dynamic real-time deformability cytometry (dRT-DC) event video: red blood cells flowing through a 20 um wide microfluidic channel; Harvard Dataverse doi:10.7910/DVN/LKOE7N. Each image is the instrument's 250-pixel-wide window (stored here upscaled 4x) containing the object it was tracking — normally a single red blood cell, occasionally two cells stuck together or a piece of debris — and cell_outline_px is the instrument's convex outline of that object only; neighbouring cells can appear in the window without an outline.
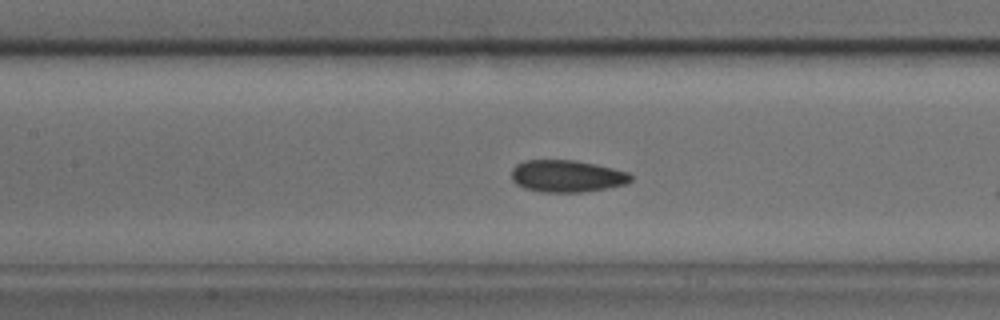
{"species": "common noctule bat (a hibernating species)", "species_latin": "Nyctalus noctula", "temperature_condition": "cold", "stored_images_in_passage": 13, "camera_frame_rate_fps": 3000, "um_per_image_px": 0.085, "animal": {"sex": "male", "body_mass_g": 17.9, "forearm_length_mm": 54.2}, "frame": {"image": 1, "passage_image": 10, "time_ms": 3.0, "image_size_px": [1000, 320], "cell_outline_px": [[632, 180], [628, 184], [580, 192], [544, 192], [524, 188], [516, 184], [512, 180], [512, 168], [516, 164], [524, 160], [576, 160], [596, 164], [628, 172], [632, 176]], "centroid_in_image_um": [48.18, 14.96], "position_along_channel_um": 159.2, "area_um2": 22.31}}